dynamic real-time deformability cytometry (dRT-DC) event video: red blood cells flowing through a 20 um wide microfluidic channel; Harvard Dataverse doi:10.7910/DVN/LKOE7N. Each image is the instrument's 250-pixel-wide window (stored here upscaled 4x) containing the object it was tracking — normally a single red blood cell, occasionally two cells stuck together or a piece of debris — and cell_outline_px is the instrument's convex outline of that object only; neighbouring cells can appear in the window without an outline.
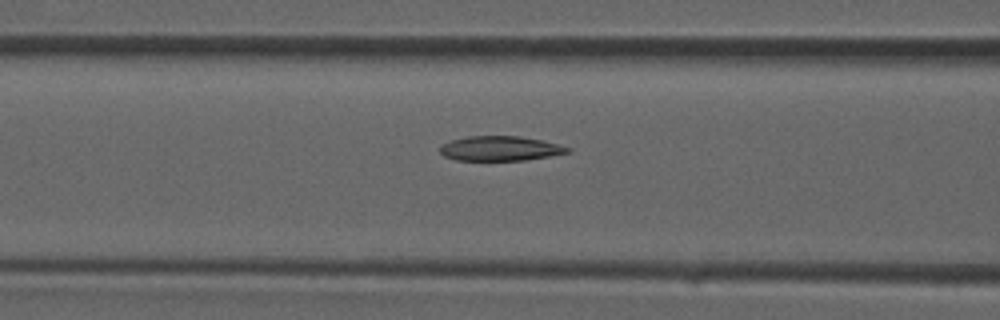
{"species": "common noctule bat (a hibernating species)", "species_latin": "Nyctalus noctula", "temperature_condition": "room temperature", "stored_images_in_passage": 31, "camera_frame_rate_fps": 3000, "um_per_image_px": 0.085, "animal": {"sex": "male", "forearm_length_mm": 52.5}, "frame": {"image": 1, "passage_image": 14, "time_ms": 4.333, "image_size_px": [1000, 320], "cell_outline_px": [[572, 152], [524, 160], [456, 160], [444, 156], [440, 152], [440, 144], [452, 140], [468, 136], [520, 136], [540, 140], [572, 148]], "centroid_in_image_um": [42.49, 12.62], "position_along_channel_um": 124.1, "area_um2": 18.26}}
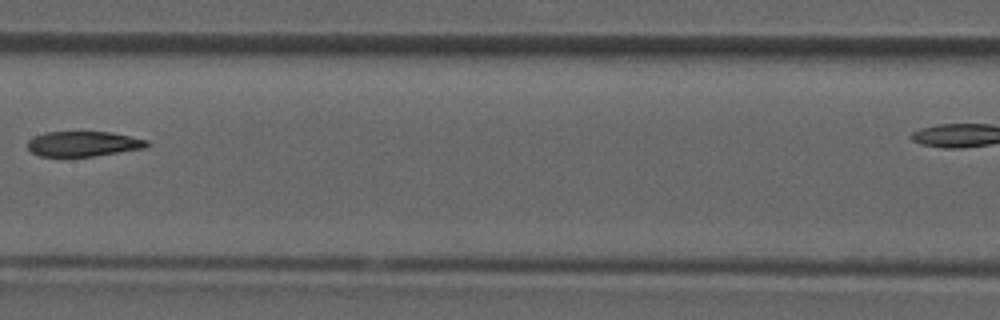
{"frame": {"image": 2, "passage_image": 18, "time_ms": 5.667, "image_size_px": [1000, 320], "cell_outline_px": [[148, 144], [144, 148], [96, 156], [40, 156], [32, 152], [28, 148], [28, 140], [44, 132], [112, 132], [148, 140]], "centroid_in_image_um": [7.08, 12.22], "position_along_channel_um": 200.3, "area_um2": 17.34}}